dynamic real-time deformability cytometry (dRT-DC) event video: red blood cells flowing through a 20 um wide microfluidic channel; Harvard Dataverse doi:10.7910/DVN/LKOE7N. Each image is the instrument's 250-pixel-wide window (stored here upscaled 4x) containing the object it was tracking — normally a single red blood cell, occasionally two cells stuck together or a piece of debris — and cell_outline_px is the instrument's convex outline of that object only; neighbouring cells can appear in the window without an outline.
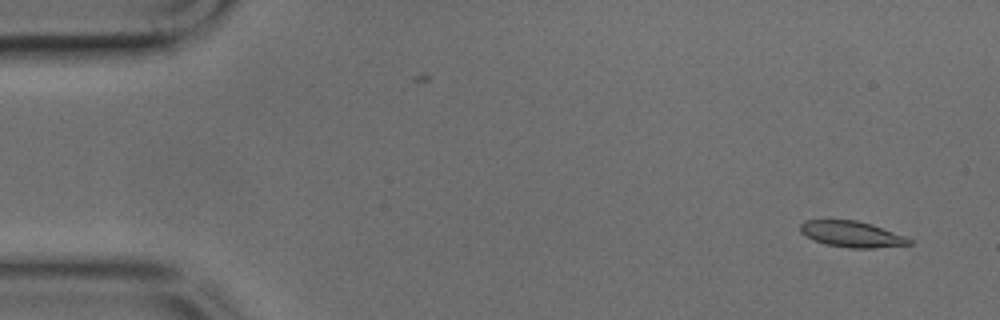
{"species": "common noctule bat (a hibernating species)", "species_latin": "Nyctalus noctula", "temperature_condition": "cold", "stored_images_in_passage": 46, "camera_frame_rate_fps": 3000, "um_per_image_px": 0.085, "animal": {"sex": "male", "body_mass_g": 17.9, "forearm_length_mm": 54.2}, "frame": {"image": 1, "passage_image": 1, "time_ms": 0.0, "image_size_px": [1000, 320], "cell_outline_px": [[912, 244], [872, 248], [852, 248], [824, 244], [800, 232], [800, 224], [804, 220], [856, 220], [872, 224], [904, 236], [912, 240]], "centroid_in_image_um": [72.4, 19.9], "position_along_channel_um": 12.6, "area_um2": 16.3}}
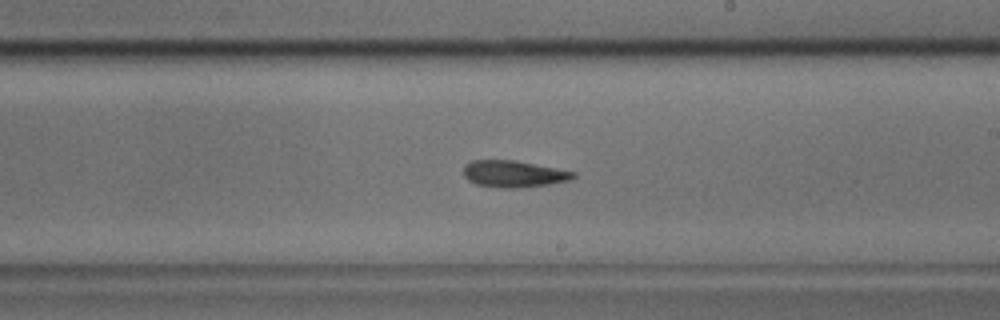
{"frame": {"image": 2, "passage_image": 26, "time_ms": 8.333, "image_size_px": [1000, 320], "cell_outline_px": [[576, 176], [568, 180], [548, 184], [520, 188], [504, 188], [476, 184], [468, 180], [464, 176], [464, 164], [472, 160], [516, 160], [576, 172]], "centroid_in_image_um": [43.64, 14.77], "position_along_channel_um": 245.4, "area_um2": 17.05}}
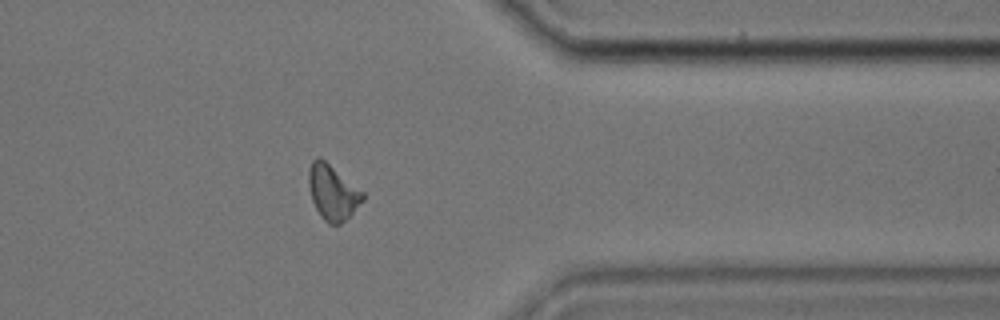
{"frame": {"image": 3, "passage_image": 37, "time_ms": 12.0, "image_size_px": [1000, 320], "cell_outline_px": [[364, 200], [340, 224], [328, 224], [320, 216], [312, 200], [308, 188], [308, 172], [312, 160], [316, 156], [320, 156], [364, 192]], "centroid_in_image_um": [28.25, 16.32], "position_along_channel_um": 383.2, "area_um2": 17.34}}